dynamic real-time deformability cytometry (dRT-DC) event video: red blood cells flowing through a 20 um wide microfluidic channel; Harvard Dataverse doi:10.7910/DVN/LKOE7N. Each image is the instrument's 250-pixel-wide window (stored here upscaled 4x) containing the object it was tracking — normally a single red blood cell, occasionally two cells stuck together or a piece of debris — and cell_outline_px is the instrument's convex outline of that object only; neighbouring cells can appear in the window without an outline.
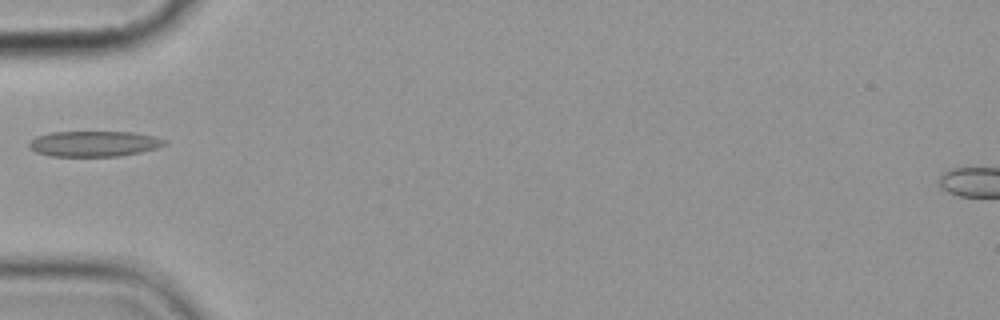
{"species": "common noctule bat (a hibernating species)", "species_latin": "Nyctalus noctula", "temperature_condition": "cold", "stored_images_in_passage": 3, "camera_frame_rate_fps": 3000, "um_per_image_px": 0.085, "animal": {"sex": "female", "body_mass_g": 19.9}, "frame": {"image": 1, "passage_image": 2, "time_ms": 1.333, "image_size_px": [1000, 320], "cell_outline_px": [[168, 144], [156, 148], [140, 152], [120, 156], [48, 156], [36, 152], [28, 148], [28, 144], [36, 136], [52, 132], [132, 132], [156, 136], [168, 140]], "centroid_in_image_um": [8.02, 12.22], "position_along_channel_um": 77.0, "area_um2": 20.35}}
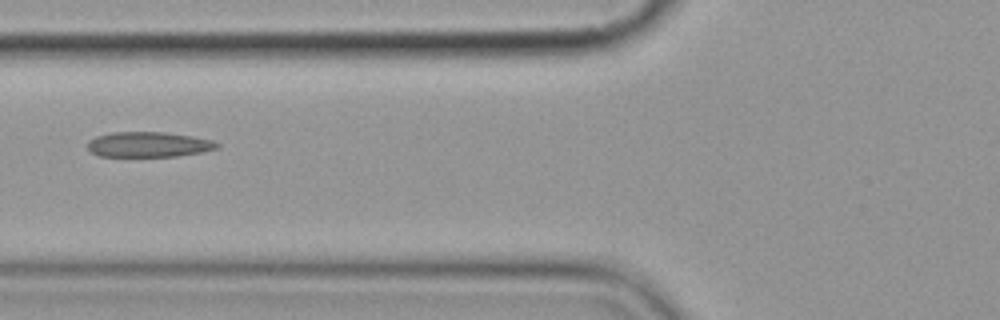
{"frame": {"image": 2, "passage_image": 3, "time_ms": 2.333, "image_size_px": [1000, 320], "cell_outline_px": [[220, 148], [200, 152], [176, 156], [100, 156], [92, 152], [88, 148], [88, 140], [96, 136], [112, 132], [164, 132], [192, 136], [212, 140], [220, 144]], "centroid_in_image_um": [12.64, 12.27], "position_along_channel_um": 113.2, "area_um2": 18.96}}